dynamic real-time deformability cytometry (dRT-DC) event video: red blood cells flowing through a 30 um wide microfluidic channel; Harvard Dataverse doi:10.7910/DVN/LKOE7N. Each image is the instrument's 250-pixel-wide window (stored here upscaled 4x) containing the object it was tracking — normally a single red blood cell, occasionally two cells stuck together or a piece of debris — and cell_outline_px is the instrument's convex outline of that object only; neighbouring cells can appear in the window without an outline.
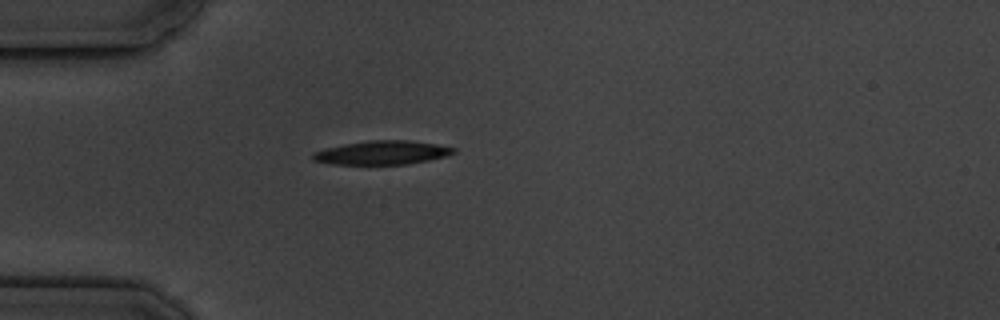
{"species": "common noctule bat (a hibernating species)", "species_latin": "Nyctalus noctula", "temperature_condition": "cold", "stored_images_in_passage": 1, "camera_frame_rate_fps": 3000, "um_per_image_px": 0.085, "animal": {"sex": "male", "body_mass_g": 19.5, "forearm_length_mm": 54.6}, "frame": {"image": 1, "passage_image": 1, "time_ms": 0.0, "image_size_px": [1000, 320], "cell_outline_px": [[456, 152], [448, 156], [408, 164], [332, 164], [312, 160], [312, 152], [344, 144], [368, 140], [408, 140], [436, 144], [456, 148]], "centroid_in_image_um": [32.5, 12.97], "position_along_channel_um": 52.5, "area_um2": 19.48}}